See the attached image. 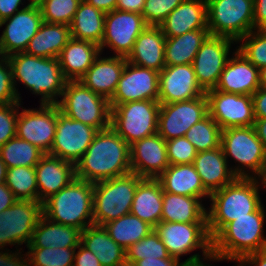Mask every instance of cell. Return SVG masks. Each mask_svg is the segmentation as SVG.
<instances>
[{"mask_svg": "<svg viewBox=\"0 0 266 266\" xmlns=\"http://www.w3.org/2000/svg\"><path fill=\"white\" fill-rule=\"evenodd\" d=\"M21 102L0 105V147L16 137V127Z\"/></svg>", "mask_w": 266, "mask_h": 266, "instance_id": "obj_48", "label": "cell"}, {"mask_svg": "<svg viewBox=\"0 0 266 266\" xmlns=\"http://www.w3.org/2000/svg\"><path fill=\"white\" fill-rule=\"evenodd\" d=\"M100 53L86 74L79 80L93 92L110 101L127 62L126 57H101Z\"/></svg>", "mask_w": 266, "mask_h": 266, "instance_id": "obj_24", "label": "cell"}, {"mask_svg": "<svg viewBox=\"0 0 266 266\" xmlns=\"http://www.w3.org/2000/svg\"><path fill=\"white\" fill-rule=\"evenodd\" d=\"M228 163L221 146L197 152L193 165L209 194L222 189L236 178Z\"/></svg>", "mask_w": 266, "mask_h": 266, "instance_id": "obj_28", "label": "cell"}, {"mask_svg": "<svg viewBox=\"0 0 266 266\" xmlns=\"http://www.w3.org/2000/svg\"><path fill=\"white\" fill-rule=\"evenodd\" d=\"M209 35L208 29H199L176 37H166L164 50L166 65L192 64L202 43Z\"/></svg>", "mask_w": 266, "mask_h": 266, "instance_id": "obj_37", "label": "cell"}, {"mask_svg": "<svg viewBox=\"0 0 266 266\" xmlns=\"http://www.w3.org/2000/svg\"><path fill=\"white\" fill-rule=\"evenodd\" d=\"M57 105L68 117L99 131L110 127L109 101L90 90L81 81H67Z\"/></svg>", "mask_w": 266, "mask_h": 266, "instance_id": "obj_9", "label": "cell"}, {"mask_svg": "<svg viewBox=\"0 0 266 266\" xmlns=\"http://www.w3.org/2000/svg\"><path fill=\"white\" fill-rule=\"evenodd\" d=\"M166 37L159 26H147L137 37L126 60L160 72L165 66Z\"/></svg>", "mask_w": 266, "mask_h": 266, "instance_id": "obj_27", "label": "cell"}, {"mask_svg": "<svg viewBox=\"0 0 266 266\" xmlns=\"http://www.w3.org/2000/svg\"><path fill=\"white\" fill-rule=\"evenodd\" d=\"M236 262L239 264L238 266H246V263L243 260H236Z\"/></svg>", "mask_w": 266, "mask_h": 266, "instance_id": "obj_65", "label": "cell"}, {"mask_svg": "<svg viewBox=\"0 0 266 266\" xmlns=\"http://www.w3.org/2000/svg\"><path fill=\"white\" fill-rule=\"evenodd\" d=\"M76 249L78 250H75L73 266H102L97 257L81 244Z\"/></svg>", "mask_w": 266, "mask_h": 266, "instance_id": "obj_50", "label": "cell"}, {"mask_svg": "<svg viewBox=\"0 0 266 266\" xmlns=\"http://www.w3.org/2000/svg\"><path fill=\"white\" fill-rule=\"evenodd\" d=\"M222 129L208 114L194 124L184 135L197 152L213 150L221 146Z\"/></svg>", "mask_w": 266, "mask_h": 266, "instance_id": "obj_42", "label": "cell"}, {"mask_svg": "<svg viewBox=\"0 0 266 266\" xmlns=\"http://www.w3.org/2000/svg\"><path fill=\"white\" fill-rule=\"evenodd\" d=\"M260 186L265 188L259 178L236 177L222 189L210 194L211 205L206 211L211 239L229 222L248 216L262 205L259 195Z\"/></svg>", "mask_w": 266, "mask_h": 266, "instance_id": "obj_2", "label": "cell"}, {"mask_svg": "<svg viewBox=\"0 0 266 266\" xmlns=\"http://www.w3.org/2000/svg\"><path fill=\"white\" fill-rule=\"evenodd\" d=\"M117 266H135V264L132 263V262H129V261L125 260L124 262L120 263Z\"/></svg>", "mask_w": 266, "mask_h": 266, "instance_id": "obj_63", "label": "cell"}, {"mask_svg": "<svg viewBox=\"0 0 266 266\" xmlns=\"http://www.w3.org/2000/svg\"><path fill=\"white\" fill-rule=\"evenodd\" d=\"M143 16L134 12L113 10L105 15L100 52L108 47L114 56L127 57L140 33L147 27Z\"/></svg>", "mask_w": 266, "mask_h": 266, "instance_id": "obj_16", "label": "cell"}, {"mask_svg": "<svg viewBox=\"0 0 266 266\" xmlns=\"http://www.w3.org/2000/svg\"><path fill=\"white\" fill-rule=\"evenodd\" d=\"M130 172V145L111 127L98 131L87 151L75 164L76 178L91 183Z\"/></svg>", "mask_w": 266, "mask_h": 266, "instance_id": "obj_1", "label": "cell"}, {"mask_svg": "<svg viewBox=\"0 0 266 266\" xmlns=\"http://www.w3.org/2000/svg\"><path fill=\"white\" fill-rule=\"evenodd\" d=\"M201 259V260H200ZM204 259L210 260V261H223L221 258H219L215 253H211L203 258H201V255L199 253L191 255L189 258H187L185 261L180 262L179 266H211L207 263H205Z\"/></svg>", "mask_w": 266, "mask_h": 266, "instance_id": "obj_56", "label": "cell"}, {"mask_svg": "<svg viewBox=\"0 0 266 266\" xmlns=\"http://www.w3.org/2000/svg\"><path fill=\"white\" fill-rule=\"evenodd\" d=\"M5 184L17 200L38 201L35 167L16 166L7 169Z\"/></svg>", "mask_w": 266, "mask_h": 266, "instance_id": "obj_41", "label": "cell"}, {"mask_svg": "<svg viewBox=\"0 0 266 266\" xmlns=\"http://www.w3.org/2000/svg\"><path fill=\"white\" fill-rule=\"evenodd\" d=\"M255 119L266 118V87H259L252 95Z\"/></svg>", "mask_w": 266, "mask_h": 266, "instance_id": "obj_51", "label": "cell"}, {"mask_svg": "<svg viewBox=\"0 0 266 266\" xmlns=\"http://www.w3.org/2000/svg\"><path fill=\"white\" fill-rule=\"evenodd\" d=\"M90 5L97 9H100L104 13L112 12L116 9V4L118 0H85Z\"/></svg>", "mask_w": 266, "mask_h": 266, "instance_id": "obj_59", "label": "cell"}, {"mask_svg": "<svg viewBox=\"0 0 266 266\" xmlns=\"http://www.w3.org/2000/svg\"><path fill=\"white\" fill-rule=\"evenodd\" d=\"M159 27L165 37H176L192 30L208 29L207 0H184Z\"/></svg>", "mask_w": 266, "mask_h": 266, "instance_id": "obj_26", "label": "cell"}, {"mask_svg": "<svg viewBox=\"0 0 266 266\" xmlns=\"http://www.w3.org/2000/svg\"><path fill=\"white\" fill-rule=\"evenodd\" d=\"M261 182H262V184L265 186V188H266V168H265V171H264V174H263V176L261 177Z\"/></svg>", "mask_w": 266, "mask_h": 266, "instance_id": "obj_64", "label": "cell"}, {"mask_svg": "<svg viewBox=\"0 0 266 266\" xmlns=\"http://www.w3.org/2000/svg\"><path fill=\"white\" fill-rule=\"evenodd\" d=\"M131 171L141 178L157 179L170 165L166 141L158 134L130 145Z\"/></svg>", "mask_w": 266, "mask_h": 266, "instance_id": "obj_22", "label": "cell"}, {"mask_svg": "<svg viewBox=\"0 0 266 266\" xmlns=\"http://www.w3.org/2000/svg\"><path fill=\"white\" fill-rule=\"evenodd\" d=\"M211 118L224 130L254 126L255 117L251 95L226 93L216 89L206 92Z\"/></svg>", "mask_w": 266, "mask_h": 266, "instance_id": "obj_17", "label": "cell"}, {"mask_svg": "<svg viewBox=\"0 0 266 266\" xmlns=\"http://www.w3.org/2000/svg\"><path fill=\"white\" fill-rule=\"evenodd\" d=\"M163 188L158 179L143 178L136 187L130 213L153 228L161 222Z\"/></svg>", "mask_w": 266, "mask_h": 266, "instance_id": "obj_32", "label": "cell"}, {"mask_svg": "<svg viewBox=\"0 0 266 266\" xmlns=\"http://www.w3.org/2000/svg\"><path fill=\"white\" fill-rule=\"evenodd\" d=\"M80 244L91 251L102 266H117L126 260V249L111 239L104 226L92 224L84 229Z\"/></svg>", "mask_w": 266, "mask_h": 266, "instance_id": "obj_33", "label": "cell"}, {"mask_svg": "<svg viewBox=\"0 0 266 266\" xmlns=\"http://www.w3.org/2000/svg\"><path fill=\"white\" fill-rule=\"evenodd\" d=\"M7 174V166L0 158V183H4L6 181Z\"/></svg>", "mask_w": 266, "mask_h": 266, "instance_id": "obj_61", "label": "cell"}, {"mask_svg": "<svg viewBox=\"0 0 266 266\" xmlns=\"http://www.w3.org/2000/svg\"><path fill=\"white\" fill-rule=\"evenodd\" d=\"M98 131L90 125L68 117L57 105L55 139L48 154L75 165L87 151Z\"/></svg>", "mask_w": 266, "mask_h": 266, "instance_id": "obj_13", "label": "cell"}, {"mask_svg": "<svg viewBox=\"0 0 266 266\" xmlns=\"http://www.w3.org/2000/svg\"><path fill=\"white\" fill-rule=\"evenodd\" d=\"M20 102L17 98L12 76V68L8 59L0 61V105Z\"/></svg>", "mask_w": 266, "mask_h": 266, "instance_id": "obj_49", "label": "cell"}, {"mask_svg": "<svg viewBox=\"0 0 266 266\" xmlns=\"http://www.w3.org/2000/svg\"><path fill=\"white\" fill-rule=\"evenodd\" d=\"M100 53L97 44L71 38L58 56L64 78L79 81Z\"/></svg>", "mask_w": 266, "mask_h": 266, "instance_id": "obj_29", "label": "cell"}, {"mask_svg": "<svg viewBox=\"0 0 266 266\" xmlns=\"http://www.w3.org/2000/svg\"><path fill=\"white\" fill-rule=\"evenodd\" d=\"M192 64L166 65L159 72L160 104L188 101L204 96Z\"/></svg>", "mask_w": 266, "mask_h": 266, "instance_id": "obj_21", "label": "cell"}, {"mask_svg": "<svg viewBox=\"0 0 266 266\" xmlns=\"http://www.w3.org/2000/svg\"><path fill=\"white\" fill-rule=\"evenodd\" d=\"M81 232L78 228L53 222L42 214L27 248H77Z\"/></svg>", "mask_w": 266, "mask_h": 266, "instance_id": "obj_30", "label": "cell"}, {"mask_svg": "<svg viewBox=\"0 0 266 266\" xmlns=\"http://www.w3.org/2000/svg\"><path fill=\"white\" fill-rule=\"evenodd\" d=\"M18 113L16 136L49 153L55 139L57 104H40L39 108Z\"/></svg>", "mask_w": 266, "mask_h": 266, "instance_id": "obj_18", "label": "cell"}, {"mask_svg": "<svg viewBox=\"0 0 266 266\" xmlns=\"http://www.w3.org/2000/svg\"><path fill=\"white\" fill-rule=\"evenodd\" d=\"M254 128L257 133L258 138L262 142L266 150V118L265 119H255Z\"/></svg>", "mask_w": 266, "mask_h": 266, "instance_id": "obj_60", "label": "cell"}, {"mask_svg": "<svg viewBox=\"0 0 266 266\" xmlns=\"http://www.w3.org/2000/svg\"><path fill=\"white\" fill-rule=\"evenodd\" d=\"M145 0H118L116 9L120 11L142 14Z\"/></svg>", "mask_w": 266, "mask_h": 266, "instance_id": "obj_55", "label": "cell"}, {"mask_svg": "<svg viewBox=\"0 0 266 266\" xmlns=\"http://www.w3.org/2000/svg\"><path fill=\"white\" fill-rule=\"evenodd\" d=\"M237 49L258 69L266 66V30H253L242 37Z\"/></svg>", "mask_w": 266, "mask_h": 266, "instance_id": "obj_45", "label": "cell"}, {"mask_svg": "<svg viewBox=\"0 0 266 266\" xmlns=\"http://www.w3.org/2000/svg\"><path fill=\"white\" fill-rule=\"evenodd\" d=\"M164 192L202 198H209L195 166L191 164L169 165L157 178Z\"/></svg>", "mask_w": 266, "mask_h": 266, "instance_id": "obj_31", "label": "cell"}, {"mask_svg": "<svg viewBox=\"0 0 266 266\" xmlns=\"http://www.w3.org/2000/svg\"><path fill=\"white\" fill-rule=\"evenodd\" d=\"M4 58V56L0 53V61Z\"/></svg>", "mask_w": 266, "mask_h": 266, "instance_id": "obj_66", "label": "cell"}, {"mask_svg": "<svg viewBox=\"0 0 266 266\" xmlns=\"http://www.w3.org/2000/svg\"><path fill=\"white\" fill-rule=\"evenodd\" d=\"M243 261L248 266H266V250L247 255Z\"/></svg>", "mask_w": 266, "mask_h": 266, "instance_id": "obj_58", "label": "cell"}, {"mask_svg": "<svg viewBox=\"0 0 266 266\" xmlns=\"http://www.w3.org/2000/svg\"><path fill=\"white\" fill-rule=\"evenodd\" d=\"M234 42L237 43L228 37L209 35L202 43L192 65L197 81L205 92L215 89Z\"/></svg>", "mask_w": 266, "mask_h": 266, "instance_id": "obj_19", "label": "cell"}, {"mask_svg": "<svg viewBox=\"0 0 266 266\" xmlns=\"http://www.w3.org/2000/svg\"><path fill=\"white\" fill-rule=\"evenodd\" d=\"M221 147L227 161L230 157L238 163L230 167L236 177L261 179L266 168V150L254 126L222 130Z\"/></svg>", "mask_w": 266, "mask_h": 266, "instance_id": "obj_7", "label": "cell"}, {"mask_svg": "<svg viewBox=\"0 0 266 266\" xmlns=\"http://www.w3.org/2000/svg\"><path fill=\"white\" fill-rule=\"evenodd\" d=\"M82 0H38L43 21L71 25Z\"/></svg>", "mask_w": 266, "mask_h": 266, "instance_id": "obj_43", "label": "cell"}, {"mask_svg": "<svg viewBox=\"0 0 266 266\" xmlns=\"http://www.w3.org/2000/svg\"><path fill=\"white\" fill-rule=\"evenodd\" d=\"M206 210L200 198L163 191L161 222L207 223Z\"/></svg>", "mask_w": 266, "mask_h": 266, "instance_id": "obj_34", "label": "cell"}, {"mask_svg": "<svg viewBox=\"0 0 266 266\" xmlns=\"http://www.w3.org/2000/svg\"><path fill=\"white\" fill-rule=\"evenodd\" d=\"M109 236L124 249L147 236L154 228L137 216L130 214L103 225Z\"/></svg>", "mask_w": 266, "mask_h": 266, "instance_id": "obj_38", "label": "cell"}, {"mask_svg": "<svg viewBox=\"0 0 266 266\" xmlns=\"http://www.w3.org/2000/svg\"><path fill=\"white\" fill-rule=\"evenodd\" d=\"M70 39L69 25L43 22L29 41L25 53L36 57L58 58Z\"/></svg>", "mask_w": 266, "mask_h": 266, "instance_id": "obj_35", "label": "cell"}, {"mask_svg": "<svg viewBox=\"0 0 266 266\" xmlns=\"http://www.w3.org/2000/svg\"><path fill=\"white\" fill-rule=\"evenodd\" d=\"M266 210L262 204L248 216L229 222L213 239L212 252L222 260H243L247 255L266 250L264 222Z\"/></svg>", "mask_w": 266, "mask_h": 266, "instance_id": "obj_4", "label": "cell"}, {"mask_svg": "<svg viewBox=\"0 0 266 266\" xmlns=\"http://www.w3.org/2000/svg\"><path fill=\"white\" fill-rule=\"evenodd\" d=\"M254 0H207V27L210 35L238 42L254 30Z\"/></svg>", "mask_w": 266, "mask_h": 266, "instance_id": "obj_11", "label": "cell"}, {"mask_svg": "<svg viewBox=\"0 0 266 266\" xmlns=\"http://www.w3.org/2000/svg\"><path fill=\"white\" fill-rule=\"evenodd\" d=\"M126 260L135 263L144 258H169L170 255L155 230L126 249Z\"/></svg>", "mask_w": 266, "mask_h": 266, "instance_id": "obj_44", "label": "cell"}, {"mask_svg": "<svg viewBox=\"0 0 266 266\" xmlns=\"http://www.w3.org/2000/svg\"><path fill=\"white\" fill-rule=\"evenodd\" d=\"M226 62L216 90L239 95H252L260 87L259 69L237 48Z\"/></svg>", "mask_w": 266, "mask_h": 266, "instance_id": "obj_23", "label": "cell"}, {"mask_svg": "<svg viewBox=\"0 0 266 266\" xmlns=\"http://www.w3.org/2000/svg\"><path fill=\"white\" fill-rule=\"evenodd\" d=\"M42 214V203L33 200H16L0 213V266H14L21 259L17 248L15 253L3 249L7 244L17 247L24 243L27 247Z\"/></svg>", "mask_w": 266, "mask_h": 266, "instance_id": "obj_6", "label": "cell"}, {"mask_svg": "<svg viewBox=\"0 0 266 266\" xmlns=\"http://www.w3.org/2000/svg\"><path fill=\"white\" fill-rule=\"evenodd\" d=\"M166 146L170 165L191 164L197 155L194 145L185 136L167 140Z\"/></svg>", "mask_w": 266, "mask_h": 266, "instance_id": "obj_47", "label": "cell"}, {"mask_svg": "<svg viewBox=\"0 0 266 266\" xmlns=\"http://www.w3.org/2000/svg\"><path fill=\"white\" fill-rule=\"evenodd\" d=\"M136 173L93 183L94 224H104L130 214L138 183L142 180Z\"/></svg>", "mask_w": 266, "mask_h": 266, "instance_id": "obj_8", "label": "cell"}, {"mask_svg": "<svg viewBox=\"0 0 266 266\" xmlns=\"http://www.w3.org/2000/svg\"><path fill=\"white\" fill-rule=\"evenodd\" d=\"M159 101L140 100L110 105V127L129 145L158 132Z\"/></svg>", "mask_w": 266, "mask_h": 266, "instance_id": "obj_10", "label": "cell"}, {"mask_svg": "<svg viewBox=\"0 0 266 266\" xmlns=\"http://www.w3.org/2000/svg\"><path fill=\"white\" fill-rule=\"evenodd\" d=\"M12 68L13 84L21 102L17 81L32 94L40 95V104H57L67 80L64 78L58 58H43L19 52L7 57ZM57 99V100H56Z\"/></svg>", "mask_w": 266, "mask_h": 266, "instance_id": "obj_3", "label": "cell"}, {"mask_svg": "<svg viewBox=\"0 0 266 266\" xmlns=\"http://www.w3.org/2000/svg\"><path fill=\"white\" fill-rule=\"evenodd\" d=\"M260 87H266V66L259 69Z\"/></svg>", "mask_w": 266, "mask_h": 266, "instance_id": "obj_62", "label": "cell"}, {"mask_svg": "<svg viewBox=\"0 0 266 266\" xmlns=\"http://www.w3.org/2000/svg\"><path fill=\"white\" fill-rule=\"evenodd\" d=\"M22 0H0V21L13 16L19 9Z\"/></svg>", "mask_w": 266, "mask_h": 266, "instance_id": "obj_54", "label": "cell"}, {"mask_svg": "<svg viewBox=\"0 0 266 266\" xmlns=\"http://www.w3.org/2000/svg\"><path fill=\"white\" fill-rule=\"evenodd\" d=\"M135 266H179L180 260L170 256L169 258H144L138 260Z\"/></svg>", "mask_w": 266, "mask_h": 266, "instance_id": "obj_53", "label": "cell"}, {"mask_svg": "<svg viewBox=\"0 0 266 266\" xmlns=\"http://www.w3.org/2000/svg\"><path fill=\"white\" fill-rule=\"evenodd\" d=\"M254 30H266V0H254Z\"/></svg>", "mask_w": 266, "mask_h": 266, "instance_id": "obj_52", "label": "cell"}, {"mask_svg": "<svg viewBox=\"0 0 266 266\" xmlns=\"http://www.w3.org/2000/svg\"><path fill=\"white\" fill-rule=\"evenodd\" d=\"M76 248H28L14 266H73ZM25 256V258H24Z\"/></svg>", "mask_w": 266, "mask_h": 266, "instance_id": "obj_40", "label": "cell"}, {"mask_svg": "<svg viewBox=\"0 0 266 266\" xmlns=\"http://www.w3.org/2000/svg\"><path fill=\"white\" fill-rule=\"evenodd\" d=\"M184 0H145L142 12L148 26H159Z\"/></svg>", "mask_w": 266, "mask_h": 266, "instance_id": "obj_46", "label": "cell"}, {"mask_svg": "<svg viewBox=\"0 0 266 266\" xmlns=\"http://www.w3.org/2000/svg\"><path fill=\"white\" fill-rule=\"evenodd\" d=\"M28 1L29 3L13 16L0 21V28L6 25L0 37V53L6 58L25 52L29 41L44 22L38 3Z\"/></svg>", "mask_w": 266, "mask_h": 266, "instance_id": "obj_14", "label": "cell"}, {"mask_svg": "<svg viewBox=\"0 0 266 266\" xmlns=\"http://www.w3.org/2000/svg\"><path fill=\"white\" fill-rule=\"evenodd\" d=\"M159 99V72L126 62L122 76L109 105L131 101Z\"/></svg>", "mask_w": 266, "mask_h": 266, "instance_id": "obj_20", "label": "cell"}, {"mask_svg": "<svg viewBox=\"0 0 266 266\" xmlns=\"http://www.w3.org/2000/svg\"><path fill=\"white\" fill-rule=\"evenodd\" d=\"M42 213L53 222L83 231L94 224L93 183L74 178L42 203Z\"/></svg>", "mask_w": 266, "mask_h": 266, "instance_id": "obj_5", "label": "cell"}, {"mask_svg": "<svg viewBox=\"0 0 266 266\" xmlns=\"http://www.w3.org/2000/svg\"><path fill=\"white\" fill-rule=\"evenodd\" d=\"M105 15L100 9L82 0L70 25L71 38L90 41L100 46L104 35Z\"/></svg>", "mask_w": 266, "mask_h": 266, "instance_id": "obj_36", "label": "cell"}, {"mask_svg": "<svg viewBox=\"0 0 266 266\" xmlns=\"http://www.w3.org/2000/svg\"><path fill=\"white\" fill-rule=\"evenodd\" d=\"M35 173L38 185V201L41 203L76 178L73 163L48 153L44 154L35 166Z\"/></svg>", "mask_w": 266, "mask_h": 266, "instance_id": "obj_25", "label": "cell"}, {"mask_svg": "<svg viewBox=\"0 0 266 266\" xmlns=\"http://www.w3.org/2000/svg\"><path fill=\"white\" fill-rule=\"evenodd\" d=\"M168 254L180 260L182 255L201 249L202 256L212 253L207 223L160 222L154 227Z\"/></svg>", "mask_w": 266, "mask_h": 266, "instance_id": "obj_12", "label": "cell"}, {"mask_svg": "<svg viewBox=\"0 0 266 266\" xmlns=\"http://www.w3.org/2000/svg\"><path fill=\"white\" fill-rule=\"evenodd\" d=\"M44 154L37 146L17 136L0 147V158L7 169L16 166L35 167Z\"/></svg>", "mask_w": 266, "mask_h": 266, "instance_id": "obj_39", "label": "cell"}, {"mask_svg": "<svg viewBox=\"0 0 266 266\" xmlns=\"http://www.w3.org/2000/svg\"><path fill=\"white\" fill-rule=\"evenodd\" d=\"M209 114L204 96L188 101L161 104L158 114V134L165 140L184 136L196 123Z\"/></svg>", "mask_w": 266, "mask_h": 266, "instance_id": "obj_15", "label": "cell"}, {"mask_svg": "<svg viewBox=\"0 0 266 266\" xmlns=\"http://www.w3.org/2000/svg\"><path fill=\"white\" fill-rule=\"evenodd\" d=\"M16 200L13 192L6 186L5 182L0 183V213L12 206Z\"/></svg>", "mask_w": 266, "mask_h": 266, "instance_id": "obj_57", "label": "cell"}]
</instances>
